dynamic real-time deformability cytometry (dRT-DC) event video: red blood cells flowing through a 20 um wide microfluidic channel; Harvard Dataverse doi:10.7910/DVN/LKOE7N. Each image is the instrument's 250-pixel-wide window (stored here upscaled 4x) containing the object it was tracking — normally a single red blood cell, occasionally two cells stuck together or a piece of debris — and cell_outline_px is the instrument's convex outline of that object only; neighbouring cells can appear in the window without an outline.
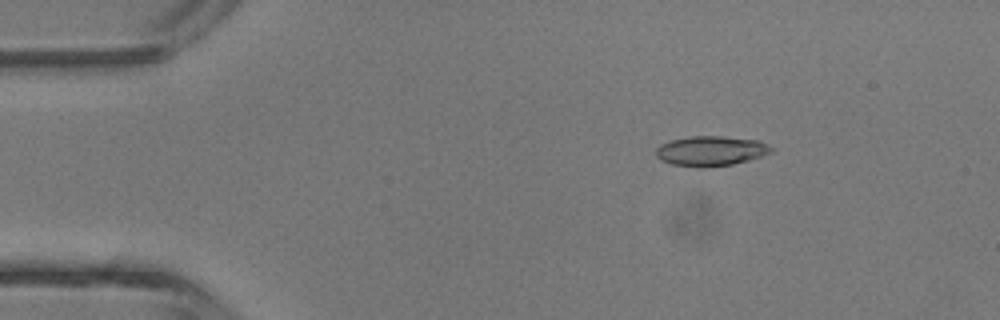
{"species": "common noctule bat (a hibernating species)", "species_latin": "Nyctalus noctula", "temperature_condition": "room temperature", "stored_images_in_passage": 5, "camera_frame_rate_fps": 3000, "um_per_image_px": 0.085, "animal": {"sex": "male", "body_mass_g": 13.3}, "frame": {"image": 1, "passage_image": 2, "time_ms": 2.0, "image_size_px": [1000, 320], "cell_outline_px": [[776, 148], [772, 152], [748, 160], [732, 164], [704, 168], [696, 168], [672, 164], [660, 160], [656, 156], [656, 148], [660, 144], [672, 140], [692, 136], [720, 136], [756, 140], [768, 144]], "centroid_in_image_um": [60.41, 12.84], "position_along_channel_um": 24.6, "area_um2": 20.17}}
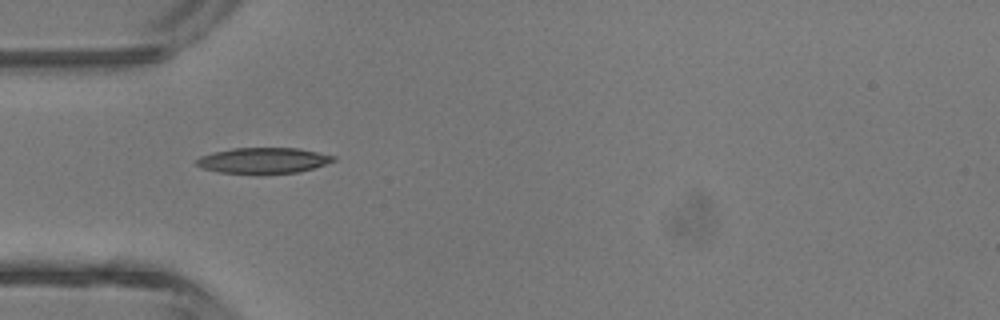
{"frame": {"image": 2, "passage_image": 4, "time_ms": 4.333, "image_size_px": [1000, 320], "cell_outline_px": [[336, 160], [312, 168], [296, 172], [260, 176], [256, 176], [220, 172], [200, 168], [196, 164], [196, 160], [200, 156], [232, 148], [300, 148], [336, 156]], "centroid_in_image_um": [22.36, 13.67], "position_along_channel_um": 62.6, "area_um2": 21.1}}
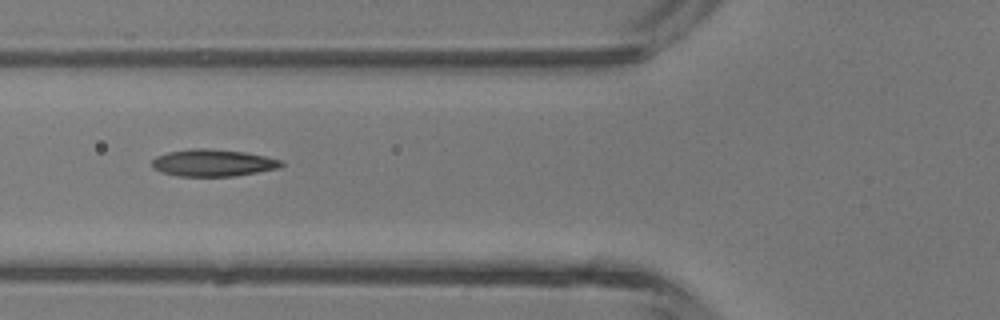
{"frame": {"image": 3, "passage_image": 5, "time_ms": 5.333, "image_size_px": [1000, 320], "cell_outline_px": [[284, 164], [280, 168], [236, 176], [176, 176], [160, 172], [152, 168], [152, 160], [156, 156], [168, 152], [192, 148], [204, 148], [244, 152], [264, 156], [280, 160]], "centroid_in_image_um": [18.07, 13.85], "position_along_channel_um": 107.7, "area_um2": 20.4}}